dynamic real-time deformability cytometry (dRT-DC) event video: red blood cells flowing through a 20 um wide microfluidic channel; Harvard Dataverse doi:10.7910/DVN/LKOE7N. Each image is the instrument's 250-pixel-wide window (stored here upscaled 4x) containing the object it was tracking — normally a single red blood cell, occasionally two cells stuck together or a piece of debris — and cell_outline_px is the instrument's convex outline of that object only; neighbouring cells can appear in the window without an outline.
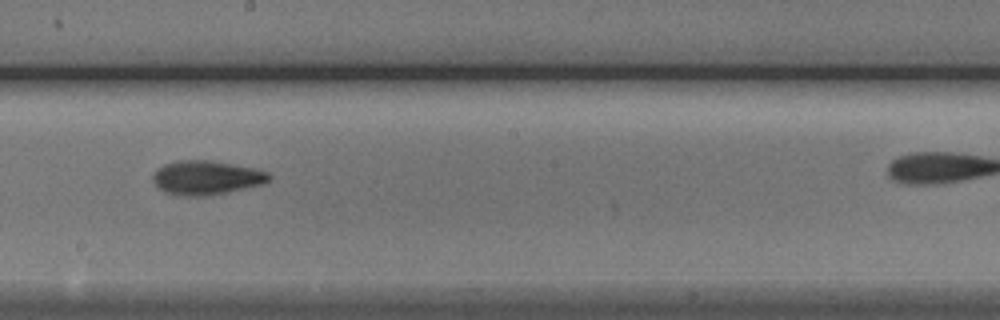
{"species": "Egyptian fruit bat (a non-hibernating species)", "species_latin": "Rousettus aegyptiacus", "temperature_condition": "cold", "stored_images_in_passage": 22, "camera_frame_rate_fps": 3000, "um_per_image_px": 0.085, "animal": {"sex": "male"}, "frame": {"image": 1, "passage_image": 13, "time_ms": 4.0, "image_size_px": [1000, 320], "cell_outline_px": [[272, 180], [264, 184], [228, 192], [208, 196], [180, 196], [164, 192], [152, 180], [152, 176], [156, 168], [164, 164], [180, 160], [212, 160], [256, 168], [268, 172], [272, 176]], "centroid_in_image_um": [17.57, 15.1], "position_along_channel_um": 230.6, "area_um2": 23.47}}
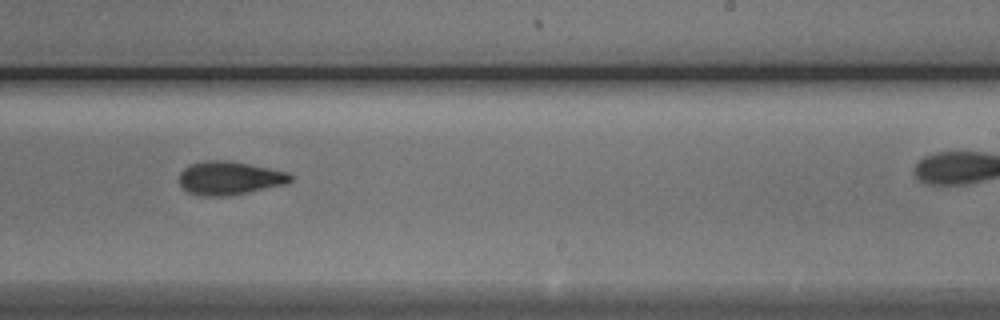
{"frame": {"image": 2, "passage_image": 16, "time_ms": 5.0, "image_size_px": [1000, 320], "cell_outline_px": [[292, 180], [284, 184], [232, 196], [204, 196], [188, 192], [180, 184], [180, 172], [184, 168], [192, 164], [204, 160], [228, 160], [288, 172], [292, 176]], "centroid_in_image_um": [19.5, 15.14], "position_along_channel_um": 269.5, "area_um2": 21.56}}
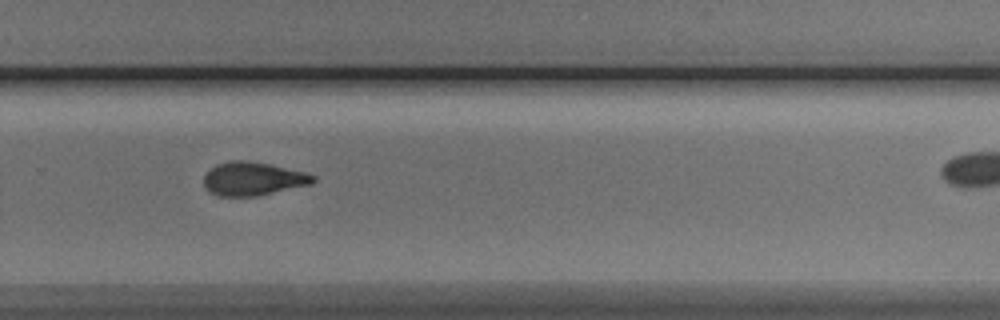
{"frame": {"image": 3, "passage_image": 19, "time_ms": 6.0, "image_size_px": [1000, 320], "cell_outline_px": [[316, 180], [312, 184], [256, 196], [220, 196], [208, 192], [204, 184], [204, 176], [216, 164], [232, 160], [248, 160], [268, 164], [304, 172], [316, 176]], "centroid_in_image_um": [21.5, 15.2], "position_along_channel_um": 308.3, "area_um2": 21.21}}